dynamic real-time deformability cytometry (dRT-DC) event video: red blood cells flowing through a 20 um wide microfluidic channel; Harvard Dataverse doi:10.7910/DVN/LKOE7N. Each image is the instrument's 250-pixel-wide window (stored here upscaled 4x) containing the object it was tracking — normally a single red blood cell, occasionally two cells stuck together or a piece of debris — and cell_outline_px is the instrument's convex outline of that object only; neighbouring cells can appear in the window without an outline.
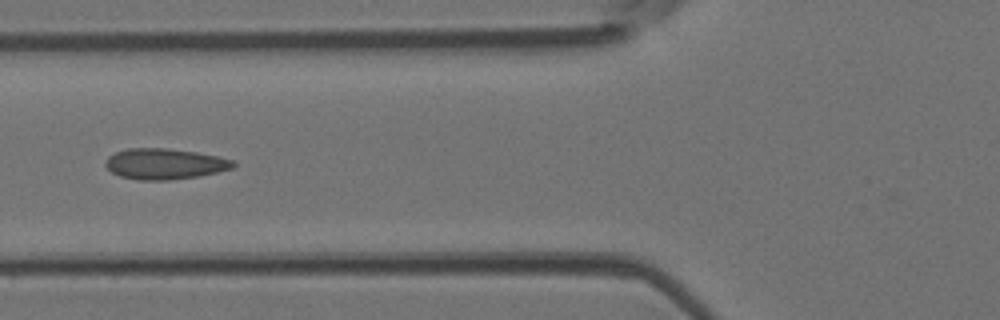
{"species": "Egyptian fruit bat (a non-hibernating species)", "species_latin": "Rousettus aegyptiacus", "temperature_condition": "room temperature", "stored_images_in_passage": 7, "camera_frame_rate_fps": 3000, "um_per_image_px": 0.085, "animal": {"sex": "female"}, "frame": {"image": 1, "passage_image": 6, "time_ms": 1.667, "image_size_px": [1000, 320], "cell_outline_px": [[236, 164], [232, 168], [200, 176], [172, 180], [136, 180], [120, 176], [112, 172], [104, 164], [108, 156], [116, 152], [128, 148], [168, 148], [196, 152], [216, 156], [232, 160]], "centroid_in_image_um": [13.97, 13.93], "position_along_channel_um": 111.8, "area_um2": 22.89}}
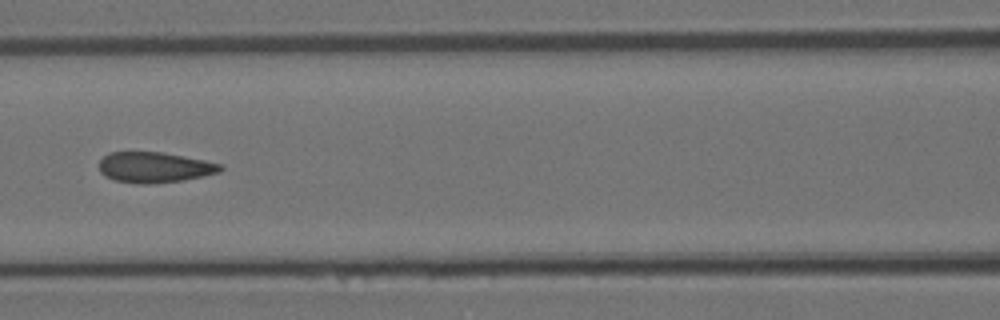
{"frame": {"image": 2, "passage_image": 7, "time_ms": 2.0, "image_size_px": [1000, 320], "cell_outline_px": [[224, 168], [220, 172], [204, 176], [184, 180], [152, 184], [140, 184], [116, 180], [104, 176], [100, 172], [100, 160], [108, 152], [160, 152], [184, 156], [204, 160], [220, 164]], "centroid_in_image_um": [13.14, 14.23], "position_along_channel_um": 153.5, "area_um2": 21.62}}